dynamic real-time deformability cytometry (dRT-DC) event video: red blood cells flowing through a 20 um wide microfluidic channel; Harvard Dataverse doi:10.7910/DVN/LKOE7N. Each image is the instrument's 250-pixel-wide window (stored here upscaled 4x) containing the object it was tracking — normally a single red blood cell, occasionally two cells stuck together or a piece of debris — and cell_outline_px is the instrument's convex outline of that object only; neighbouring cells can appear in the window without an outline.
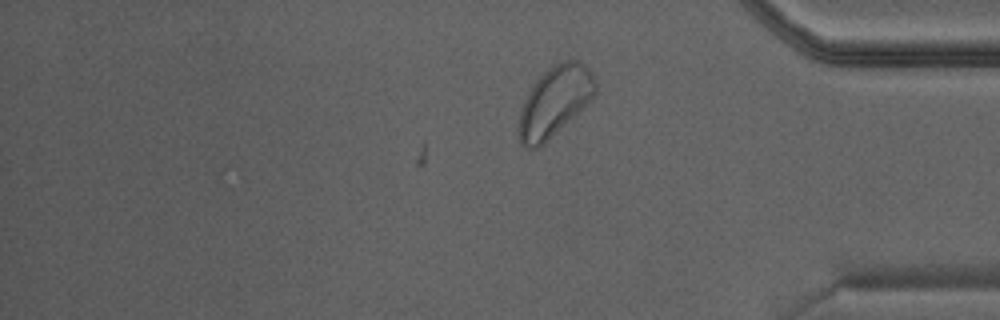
{"species": "Egyptian fruit bat (a non-hibernating species)", "species_latin": "Rousettus aegyptiacus", "temperature_condition": "warm", "stored_images_in_passage": 18, "camera_frame_rate_fps": 3000, "um_per_image_px": 0.085, "animal": {"sex": "male"}, "frame": {"image": 1, "passage_image": 18, "time_ms": 5.667, "image_size_px": [1000, 320], "cell_outline_px": [[596, 96], [540, 148], [524, 148], [520, 144], [520, 112], [524, 100], [536, 80], [552, 64], [560, 60], [580, 60], [596, 76]], "centroid_in_image_um": [47.2, 8.6], "position_along_channel_um": 388.0, "area_um2": 31.39}}